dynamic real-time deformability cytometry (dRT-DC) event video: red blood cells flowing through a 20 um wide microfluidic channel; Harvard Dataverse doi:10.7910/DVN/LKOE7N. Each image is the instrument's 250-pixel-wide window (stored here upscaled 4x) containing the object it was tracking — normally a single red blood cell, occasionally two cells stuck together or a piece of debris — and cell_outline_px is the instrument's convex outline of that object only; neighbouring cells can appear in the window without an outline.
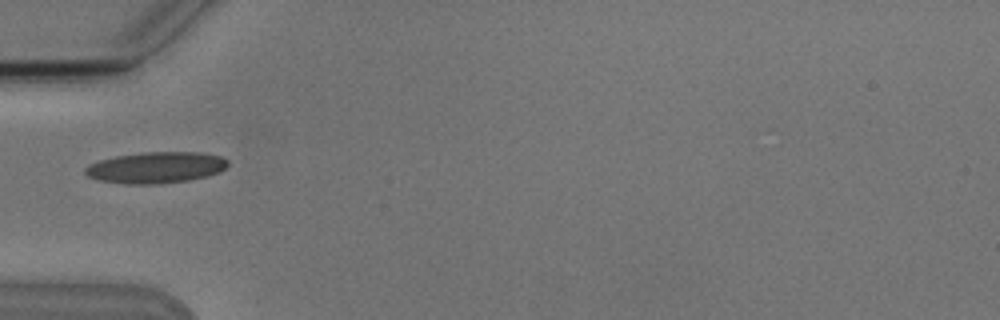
{"species": "Egyptian fruit bat (a non-hibernating species)", "species_latin": "Rousettus aegyptiacus", "temperature_condition": "cold", "stored_images_in_passage": 2, "camera_frame_rate_fps": 3000, "um_per_image_px": 0.085, "animal": {"sex": "male"}, "frame": {"image": 1, "passage_image": 1, "time_ms": 0.0, "image_size_px": [1000, 320], "cell_outline_px": [[228, 164], [220, 172], [208, 176], [188, 180], [160, 184], [124, 184], [100, 180], [88, 176], [84, 172], [84, 168], [88, 164], [100, 160], [116, 156], [144, 152], [200, 152], [220, 156], [228, 160]], "centroid_in_image_um": [13.25, 14.24], "position_along_channel_um": 71.7, "area_um2": 26.07}}